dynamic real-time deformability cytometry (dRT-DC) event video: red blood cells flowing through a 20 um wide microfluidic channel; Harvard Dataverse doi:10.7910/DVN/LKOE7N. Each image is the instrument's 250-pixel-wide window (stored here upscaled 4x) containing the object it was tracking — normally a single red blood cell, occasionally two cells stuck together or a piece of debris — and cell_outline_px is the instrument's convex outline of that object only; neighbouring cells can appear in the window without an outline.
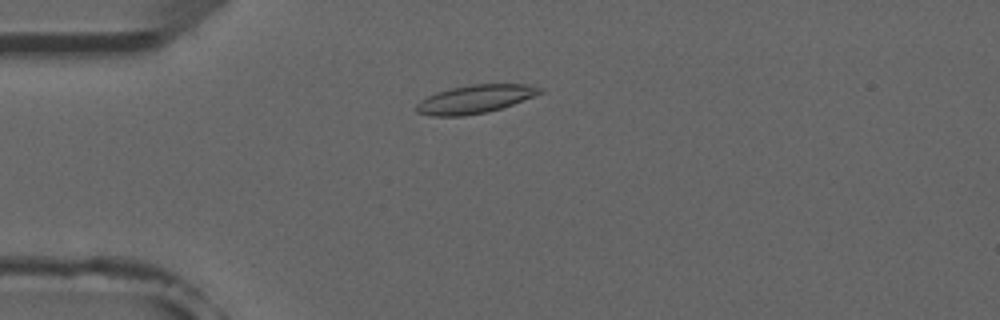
{"species": "common noctule bat (a hibernating species)", "species_latin": "Nyctalus noctula", "temperature_condition": "room temperature", "stored_images_in_passage": 7, "camera_frame_rate_fps": 3000, "um_per_image_px": 0.085, "animal": {"sex": "male", "forearm_length_mm": 52.5}, "frame": {"image": 1, "passage_image": 4, "time_ms": 3.667, "image_size_px": [1000, 320], "cell_outline_px": [[544, 92], [512, 104], [488, 112], [464, 116], [432, 116], [416, 112], [416, 104], [420, 100], [436, 92], [452, 88], [472, 84], [524, 84], [544, 88]], "centroid_in_image_um": [40.37, 8.43], "position_along_channel_um": 44.6, "area_um2": 20.29}}
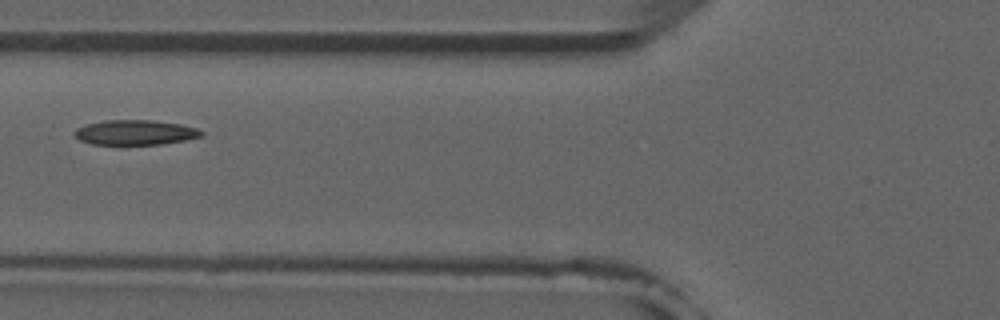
{"frame": {"image": 2, "passage_image": 6, "time_ms": 6.0, "image_size_px": [1000, 320], "cell_outline_px": [[204, 136], [184, 140], [160, 144], [92, 144], [80, 140], [72, 132], [76, 128], [88, 124], [104, 120], [152, 120], [180, 124], [196, 128], [204, 132]], "centroid_in_image_um": [11.5, 11.25], "position_along_channel_um": 114.3, "area_um2": 18.32}}
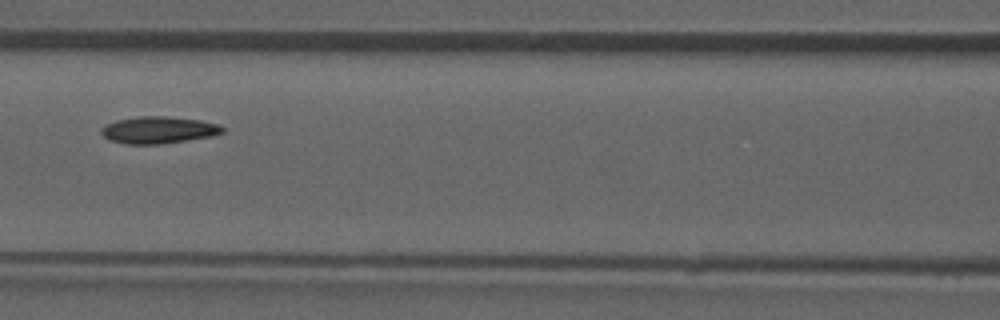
{"frame": {"image": 3, "passage_image": 7, "time_ms": 7.0, "image_size_px": [1000, 320], "cell_outline_px": [[224, 132], [212, 136], [160, 144], [128, 144], [108, 140], [100, 132], [100, 128], [116, 120], [136, 116], [164, 116], [200, 120], [220, 124], [224, 128]], "centroid_in_image_um": [13.47, 11.04], "position_along_channel_um": 153.1, "area_um2": 19.07}}